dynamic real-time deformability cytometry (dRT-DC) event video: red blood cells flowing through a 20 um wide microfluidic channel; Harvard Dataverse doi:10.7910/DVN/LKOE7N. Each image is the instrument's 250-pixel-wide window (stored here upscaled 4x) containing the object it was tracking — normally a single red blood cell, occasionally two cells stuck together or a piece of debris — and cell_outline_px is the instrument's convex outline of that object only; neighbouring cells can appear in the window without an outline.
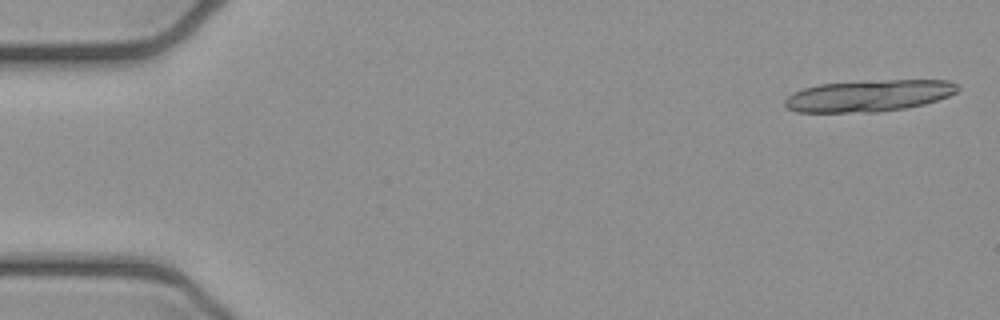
{"species": "common noctule bat (a hibernating species)", "species_latin": "Nyctalus noctula", "temperature_condition": "cold", "stored_images_in_passage": 5, "camera_frame_rate_fps": 3000, "um_per_image_px": 0.085, "animal": {"sex": "female", "body_mass_g": 21.9}, "frame": {"image": 1, "passage_image": 1, "time_ms": 0.0, "image_size_px": [1000, 320], "cell_outline_px": [[960, 88], [956, 92], [948, 96], [924, 104], [904, 108], [880, 112], [796, 112], [784, 108], [784, 100], [792, 92], [804, 88], [820, 84], [884, 80], [948, 80], [956, 84]], "centroid_in_image_um": [73.81, 8.14], "position_along_channel_um": 11.2, "area_um2": 31.85}}